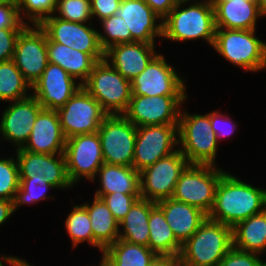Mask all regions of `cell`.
<instances>
[{"instance_id": "obj_53", "label": "cell", "mask_w": 266, "mask_h": 266, "mask_svg": "<svg viewBox=\"0 0 266 266\" xmlns=\"http://www.w3.org/2000/svg\"><path fill=\"white\" fill-rule=\"evenodd\" d=\"M93 266H94V265H93ZM98 266H107V265H106L105 262L101 259V261H100V263H99Z\"/></svg>"}, {"instance_id": "obj_4", "label": "cell", "mask_w": 266, "mask_h": 266, "mask_svg": "<svg viewBox=\"0 0 266 266\" xmlns=\"http://www.w3.org/2000/svg\"><path fill=\"white\" fill-rule=\"evenodd\" d=\"M218 148L209 113L190 114L182 108L178 123V149L189 164L217 166Z\"/></svg>"}, {"instance_id": "obj_50", "label": "cell", "mask_w": 266, "mask_h": 266, "mask_svg": "<svg viewBox=\"0 0 266 266\" xmlns=\"http://www.w3.org/2000/svg\"><path fill=\"white\" fill-rule=\"evenodd\" d=\"M14 266H33V265L32 264L30 265V263L26 261V259L18 257L17 260L15 261Z\"/></svg>"}, {"instance_id": "obj_46", "label": "cell", "mask_w": 266, "mask_h": 266, "mask_svg": "<svg viewBox=\"0 0 266 266\" xmlns=\"http://www.w3.org/2000/svg\"><path fill=\"white\" fill-rule=\"evenodd\" d=\"M13 213V200L0 199V226L6 223Z\"/></svg>"}, {"instance_id": "obj_7", "label": "cell", "mask_w": 266, "mask_h": 266, "mask_svg": "<svg viewBox=\"0 0 266 266\" xmlns=\"http://www.w3.org/2000/svg\"><path fill=\"white\" fill-rule=\"evenodd\" d=\"M224 171L220 166L189 164L179 176L171 198L197 207L209 215Z\"/></svg>"}, {"instance_id": "obj_51", "label": "cell", "mask_w": 266, "mask_h": 266, "mask_svg": "<svg viewBox=\"0 0 266 266\" xmlns=\"http://www.w3.org/2000/svg\"><path fill=\"white\" fill-rule=\"evenodd\" d=\"M178 1L179 3H191V1L192 3H194V1L195 3H200V2L209 1V0H178Z\"/></svg>"}, {"instance_id": "obj_48", "label": "cell", "mask_w": 266, "mask_h": 266, "mask_svg": "<svg viewBox=\"0 0 266 266\" xmlns=\"http://www.w3.org/2000/svg\"><path fill=\"white\" fill-rule=\"evenodd\" d=\"M1 256H0V266H14V264H15V261L17 260V258L18 257H16V256H13V255H5V254H3V252H2V254H0ZM5 262V263H4Z\"/></svg>"}, {"instance_id": "obj_44", "label": "cell", "mask_w": 266, "mask_h": 266, "mask_svg": "<svg viewBox=\"0 0 266 266\" xmlns=\"http://www.w3.org/2000/svg\"><path fill=\"white\" fill-rule=\"evenodd\" d=\"M122 0H90L91 13L93 20L98 18V22L102 19L114 16L118 11Z\"/></svg>"}, {"instance_id": "obj_3", "label": "cell", "mask_w": 266, "mask_h": 266, "mask_svg": "<svg viewBox=\"0 0 266 266\" xmlns=\"http://www.w3.org/2000/svg\"><path fill=\"white\" fill-rule=\"evenodd\" d=\"M233 248L232 228L207 219L182 245L180 266H218Z\"/></svg>"}, {"instance_id": "obj_47", "label": "cell", "mask_w": 266, "mask_h": 266, "mask_svg": "<svg viewBox=\"0 0 266 266\" xmlns=\"http://www.w3.org/2000/svg\"><path fill=\"white\" fill-rule=\"evenodd\" d=\"M148 266H180V264L178 257L157 255Z\"/></svg>"}, {"instance_id": "obj_52", "label": "cell", "mask_w": 266, "mask_h": 266, "mask_svg": "<svg viewBox=\"0 0 266 266\" xmlns=\"http://www.w3.org/2000/svg\"><path fill=\"white\" fill-rule=\"evenodd\" d=\"M0 3H15L13 0H0Z\"/></svg>"}, {"instance_id": "obj_43", "label": "cell", "mask_w": 266, "mask_h": 266, "mask_svg": "<svg viewBox=\"0 0 266 266\" xmlns=\"http://www.w3.org/2000/svg\"><path fill=\"white\" fill-rule=\"evenodd\" d=\"M26 26L19 17L17 3H0V29Z\"/></svg>"}, {"instance_id": "obj_8", "label": "cell", "mask_w": 266, "mask_h": 266, "mask_svg": "<svg viewBox=\"0 0 266 266\" xmlns=\"http://www.w3.org/2000/svg\"><path fill=\"white\" fill-rule=\"evenodd\" d=\"M104 163L132 167L137 127L123 114L107 115L97 131Z\"/></svg>"}, {"instance_id": "obj_2", "label": "cell", "mask_w": 266, "mask_h": 266, "mask_svg": "<svg viewBox=\"0 0 266 266\" xmlns=\"http://www.w3.org/2000/svg\"><path fill=\"white\" fill-rule=\"evenodd\" d=\"M188 4H177L163 19L162 39L176 43L202 39L212 48L216 34L213 4L210 0Z\"/></svg>"}, {"instance_id": "obj_5", "label": "cell", "mask_w": 266, "mask_h": 266, "mask_svg": "<svg viewBox=\"0 0 266 266\" xmlns=\"http://www.w3.org/2000/svg\"><path fill=\"white\" fill-rule=\"evenodd\" d=\"M256 29L216 28L213 49L228 63L245 72H261L266 69V42L259 39Z\"/></svg>"}, {"instance_id": "obj_40", "label": "cell", "mask_w": 266, "mask_h": 266, "mask_svg": "<svg viewBox=\"0 0 266 266\" xmlns=\"http://www.w3.org/2000/svg\"><path fill=\"white\" fill-rule=\"evenodd\" d=\"M211 127L216 134L217 141L228 138L234 134L237 130V122H233L229 114L225 115L219 110H213L209 112Z\"/></svg>"}, {"instance_id": "obj_34", "label": "cell", "mask_w": 266, "mask_h": 266, "mask_svg": "<svg viewBox=\"0 0 266 266\" xmlns=\"http://www.w3.org/2000/svg\"><path fill=\"white\" fill-rule=\"evenodd\" d=\"M100 23V24H99ZM103 29V32L98 30V39L101 48L105 51L112 45L130 43L131 42V32L124 19L118 15L110 16L108 18L102 19L97 23V25Z\"/></svg>"}, {"instance_id": "obj_49", "label": "cell", "mask_w": 266, "mask_h": 266, "mask_svg": "<svg viewBox=\"0 0 266 266\" xmlns=\"http://www.w3.org/2000/svg\"><path fill=\"white\" fill-rule=\"evenodd\" d=\"M263 17L266 16V0H256Z\"/></svg>"}, {"instance_id": "obj_39", "label": "cell", "mask_w": 266, "mask_h": 266, "mask_svg": "<svg viewBox=\"0 0 266 266\" xmlns=\"http://www.w3.org/2000/svg\"><path fill=\"white\" fill-rule=\"evenodd\" d=\"M139 198H141V194H123L120 192L106 194L102 197L119 223Z\"/></svg>"}, {"instance_id": "obj_21", "label": "cell", "mask_w": 266, "mask_h": 266, "mask_svg": "<svg viewBox=\"0 0 266 266\" xmlns=\"http://www.w3.org/2000/svg\"><path fill=\"white\" fill-rule=\"evenodd\" d=\"M155 44L130 42L112 45L104 51V59L125 79L132 80L144 71L158 54Z\"/></svg>"}, {"instance_id": "obj_11", "label": "cell", "mask_w": 266, "mask_h": 266, "mask_svg": "<svg viewBox=\"0 0 266 266\" xmlns=\"http://www.w3.org/2000/svg\"><path fill=\"white\" fill-rule=\"evenodd\" d=\"M166 60L158 52L146 69L131 80L132 95L189 96L186 91V77L184 79L180 76L176 68Z\"/></svg>"}, {"instance_id": "obj_14", "label": "cell", "mask_w": 266, "mask_h": 266, "mask_svg": "<svg viewBox=\"0 0 266 266\" xmlns=\"http://www.w3.org/2000/svg\"><path fill=\"white\" fill-rule=\"evenodd\" d=\"M14 154L20 181H44L61 191L74 187L67 174L64 154L34 153L22 148Z\"/></svg>"}, {"instance_id": "obj_20", "label": "cell", "mask_w": 266, "mask_h": 266, "mask_svg": "<svg viewBox=\"0 0 266 266\" xmlns=\"http://www.w3.org/2000/svg\"><path fill=\"white\" fill-rule=\"evenodd\" d=\"M116 15L124 19L131 42L155 44L162 39V21L143 0H122Z\"/></svg>"}, {"instance_id": "obj_35", "label": "cell", "mask_w": 266, "mask_h": 266, "mask_svg": "<svg viewBox=\"0 0 266 266\" xmlns=\"http://www.w3.org/2000/svg\"><path fill=\"white\" fill-rule=\"evenodd\" d=\"M18 13L26 25H40L46 18L53 16L57 0H19Z\"/></svg>"}, {"instance_id": "obj_30", "label": "cell", "mask_w": 266, "mask_h": 266, "mask_svg": "<svg viewBox=\"0 0 266 266\" xmlns=\"http://www.w3.org/2000/svg\"><path fill=\"white\" fill-rule=\"evenodd\" d=\"M148 226L149 248L158 256L179 257L182 245L175 238L163 211L157 205L150 212Z\"/></svg>"}, {"instance_id": "obj_42", "label": "cell", "mask_w": 266, "mask_h": 266, "mask_svg": "<svg viewBox=\"0 0 266 266\" xmlns=\"http://www.w3.org/2000/svg\"><path fill=\"white\" fill-rule=\"evenodd\" d=\"M24 28L0 29V62L13 58L15 45L20 32Z\"/></svg>"}, {"instance_id": "obj_1", "label": "cell", "mask_w": 266, "mask_h": 266, "mask_svg": "<svg viewBox=\"0 0 266 266\" xmlns=\"http://www.w3.org/2000/svg\"><path fill=\"white\" fill-rule=\"evenodd\" d=\"M265 209V188L253 186L225 171L217 185L215 202L208 218L233 228Z\"/></svg>"}, {"instance_id": "obj_13", "label": "cell", "mask_w": 266, "mask_h": 266, "mask_svg": "<svg viewBox=\"0 0 266 266\" xmlns=\"http://www.w3.org/2000/svg\"><path fill=\"white\" fill-rule=\"evenodd\" d=\"M188 96L131 95L123 115L136 127L147 125H178L182 105Z\"/></svg>"}, {"instance_id": "obj_36", "label": "cell", "mask_w": 266, "mask_h": 266, "mask_svg": "<svg viewBox=\"0 0 266 266\" xmlns=\"http://www.w3.org/2000/svg\"><path fill=\"white\" fill-rule=\"evenodd\" d=\"M55 189L49 183L44 181H20L19 188L16 191L13 205L14 212L23 205H31L40 203V201L53 198L51 195H47V191Z\"/></svg>"}, {"instance_id": "obj_38", "label": "cell", "mask_w": 266, "mask_h": 266, "mask_svg": "<svg viewBox=\"0 0 266 266\" xmlns=\"http://www.w3.org/2000/svg\"><path fill=\"white\" fill-rule=\"evenodd\" d=\"M56 17L75 23L91 22L90 0H57Z\"/></svg>"}, {"instance_id": "obj_19", "label": "cell", "mask_w": 266, "mask_h": 266, "mask_svg": "<svg viewBox=\"0 0 266 266\" xmlns=\"http://www.w3.org/2000/svg\"><path fill=\"white\" fill-rule=\"evenodd\" d=\"M59 65L49 62L41 77L32 85V95L43 109L58 110L82 87Z\"/></svg>"}, {"instance_id": "obj_10", "label": "cell", "mask_w": 266, "mask_h": 266, "mask_svg": "<svg viewBox=\"0 0 266 266\" xmlns=\"http://www.w3.org/2000/svg\"><path fill=\"white\" fill-rule=\"evenodd\" d=\"M188 165L186 157L177 149L144 168L139 172L141 198L153 202L171 198L179 176Z\"/></svg>"}, {"instance_id": "obj_18", "label": "cell", "mask_w": 266, "mask_h": 266, "mask_svg": "<svg viewBox=\"0 0 266 266\" xmlns=\"http://www.w3.org/2000/svg\"><path fill=\"white\" fill-rule=\"evenodd\" d=\"M47 38L87 54H104L98 39V29L92 22L75 23L62 20L55 15L39 25Z\"/></svg>"}, {"instance_id": "obj_28", "label": "cell", "mask_w": 266, "mask_h": 266, "mask_svg": "<svg viewBox=\"0 0 266 266\" xmlns=\"http://www.w3.org/2000/svg\"><path fill=\"white\" fill-rule=\"evenodd\" d=\"M156 202L139 198L119 223V239L149 247L148 221Z\"/></svg>"}, {"instance_id": "obj_45", "label": "cell", "mask_w": 266, "mask_h": 266, "mask_svg": "<svg viewBox=\"0 0 266 266\" xmlns=\"http://www.w3.org/2000/svg\"><path fill=\"white\" fill-rule=\"evenodd\" d=\"M158 16L164 19L179 4L178 0H143Z\"/></svg>"}, {"instance_id": "obj_24", "label": "cell", "mask_w": 266, "mask_h": 266, "mask_svg": "<svg viewBox=\"0 0 266 266\" xmlns=\"http://www.w3.org/2000/svg\"><path fill=\"white\" fill-rule=\"evenodd\" d=\"M163 211L177 241L183 245L207 219L208 215L197 207L173 198L156 202Z\"/></svg>"}, {"instance_id": "obj_37", "label": "cell", "mask_w": 266, "mask_h": 266, "mask_svg": "<svg viewBox=\"0 0 266 266\" xmlns=\"http://www.w3.org/2000/svg\"><path fill=\"white\" fill-rule=\"evenodd\" d=\"M19 184V166L16 156L0 158V199L14 200Z\"/></svg>"}, {"instance_id": "obj_16", "label": "cell", "mask_w": 266, "mask_h": 266, "mask_svg": "<svg viewBox=\"0 0 266 266\" xmlns=\"http://www.w3.org/2000/svg\"><path fill=\"white\" fill-rule=\"evenodd\" d=\"M12 60L31 86L41 77L49 61L47 35L39 25H27L20 32Z\"/></svg>"}, {"instance_id": "obj_15", "label": "cell", "mask_w": 266, "mask_h": 266, "mask_svg": "<svg viewBox=\"0 0 266 266\" xmlns=\"http://www.w3.org/2000/svg\"><path fill=\"white\" fill-rule=\"evenodd\" d=\"M178 125L137 127L132 167L138 172L178 149Z\"/></svg>"}, {"instance_id": "obj_54", "label": "cell", "mask_w": 266, "mask_h": 266, "mask_svg": "<svg viewBox=\"0 0 266 266\" xmlns=\"http://www.w3.org/2000/svg\"><path fill=\"white\" fill-rule=\"evenodd\" d=\"M260 266H266V260H264V261L260 264Z\"/></svg>"}, {"instance_id": "obj_25", "label": "cell", "mask_w": 266, "mask_h": 266, "mask_svg": "<svg viewBox=\"0 0 266 266\" xmlns=\"http://www.w3.org/2000/svg\"><path fill=\"white\" fill-rule=\"evenodd\" d=\"M48 61L59 65L80 84H84L94 65L104 60V54H87L47 38Z\"/></svg>"}, {"instance_id": "obj_32", "label": "cell", "mask_w": 266, "mask_h": 266, "mask_svg": "<svg viewBox=\"0 0 266 266\" xmlns=\"http://www.w3.org/2000/svg\"><path fill=\"white\" fill-rule=\"evenodd\" d=\"M32 86L13 60L0 62V101L12 102L32 95ZM29 92V93H28Z\"/></svg>"}, {"instance_id": "obj_6", "label": "cell", "mask_w": 266, "mask_h": 266, "mask_svg": "<svg viewBox=\"0 0 266 266\" xmlns=\"http://www.w3.org/2000/svg\"><path fill=\"white\" fill-rule=\"evenodd\" d=\"M108 115L123 114L131 99V81L125 79L105 59L98 61L82 85Z\"/></svg>"}, {"instance_id": "obj_23", "label": "cell", "mask_w": 266, "mask_h": 266, "mask_svg": "<svg viewBox=\"0 0 266 266\" xmlns=\"http://www.w3.org/2000/svg\"><path fill=\"white\" fill-rule=\"evenodd\" d=\"M214 6L216 28L252 30L262 19L256 0H210Z\"/></svg>"}, {"instance_id": "obj_22", "label": "cell", "mask_w": 266, "mask_h": 266, "mask_svg": "<svg viewBox=\"0 0 266 266\" xmlns=\"http://www.w3.org/2000/svg\"><path fill=\"white\" fill-rule=\"evenodd\" d=\"M65 144L66 138L61 129L57 110L42 109L22 149L34 153L63 154Z\"/></svg>"}, {"instance_id": "obj_26", "label": "cell", "mask_w": 266, "mask_h": 266, "mask_svg": "<svg viewBox=\"0 0 266 266\" xmlns=\"http://www.w3.org/2000/svg\"><path fill=\"white\" fill-rule=\"evenodd\" d=\"M99 187L94 196L102 198L106 194L120 192L123 194H141L140 174L133 167L104 163L96 174Z\"/></svg>"}, {"instance_id": "obj_29", "label": "cell", "mask_w": 266, "mask_h": 266, "mask_svg": "<svg viewBox=\"0 0 266 266\" xmlns=\"http://www.w3.org/2000/svg\"><path fill=\"white\" fill-rule=\"evenodd\" d=\"M233 247L260 255L266 252V209L232 228Z\"/></svg>"}, {"instance_id": "obj_27", "label": "cell", "mask_w": 266, "mask_h": 266, "mask_svg": "<svg viewBox=\"0 0 266 266\" xmlns=\"http://www.w3.org/2000/svg\"><path fill=\"white\" fill-rule=\"evenodd\" d=\"M92 203L84 202L93 231V248L102 254L111 244L119 239V222L115 219L110 209L102 198L93 196Z\"/></svg>"}, {"instance_id": "obj_9", "label": "cell", "mask_w": 266, "mask_h": 266, "mask_svg": "<svg viewBox=\"0 0 266 266\" xmlns=\"http://www.w3.org/2000/svg\"><path fill=\"white\" fill-rule=\"evenodd\" d=\"M66 139L98 131L108 115L83 86L57 110Z\"/></svg>"}, {"instance_id": "obj_33", "label": "cell", "mask_w": 266, "mask_h": 266, "mask_svg": "<svg viewBox=\"0 0 266 266\" xmlns=\"http://www.w3.org/2000/svg\"><path fill=\"white\" fill-rule=\"evenodd\" d=\"M72 208L64 221L66 233L72 242V249L84 242L93 247V231L86 208L82 204L73 205Z\"/></svg>"}, {"instance_id": "obj_41", "label": "cell", "mask_w": 266, "mask_h": 266, "mask_svg": "<svg viewBox=\"0 0 266 266\" xmlns=\"http://www.w3.org/2000/svg\"><path fill=\"white\" fill-rule=\"evenodd\" d=\"M260 254L253 252H244L232 248L220 261L218 266H260L264 261Z\"/></svg>"}, {"instance_id": "obj_31", "label": "cell", "mask_w": 266, "mask_h": 266, "mask_svg": "<svg viewBox=\"0 0 266 266\" xmlns=\"http://www.w3.org/2000/svg\"><path fill=\"white\" fill-rule=\"evenodd\" d=\"M107 266H148L157 256L149 247L118 239L102 252Z\"/></svg>"}, {"instance_id": "obj_12", "label": "cell", "mask_w": 266, "mask_h": 266, "mask_svg": "<svg viewBox=\"0 0 266 266\" xmlns=\"http://www.w3.org/2000/svg\"><path fill=\"white\" fill-rule=\"evenodd\" d=\"M63 154L67 174L73 186L82 179L92 182L104 164L101 141L97 132L66 139Z\"/></svg>"}, {"instance_id": "obj_17", "label": "cell", "mask_w": 266, "mask_h": 266, "mask_svg": "<svg viewBox=\"0 0 266 266\" xmlns=\"http://www.w3.org/2000/svg\"><path fill=\"white\" fill-rule=\"evenodd\" d=\"M8 103L10 105L1 113L0 141L3 139L10 142L17 150L25 146L36 117L43 107L33 95Z\"/></svg>"}]
</instances>
